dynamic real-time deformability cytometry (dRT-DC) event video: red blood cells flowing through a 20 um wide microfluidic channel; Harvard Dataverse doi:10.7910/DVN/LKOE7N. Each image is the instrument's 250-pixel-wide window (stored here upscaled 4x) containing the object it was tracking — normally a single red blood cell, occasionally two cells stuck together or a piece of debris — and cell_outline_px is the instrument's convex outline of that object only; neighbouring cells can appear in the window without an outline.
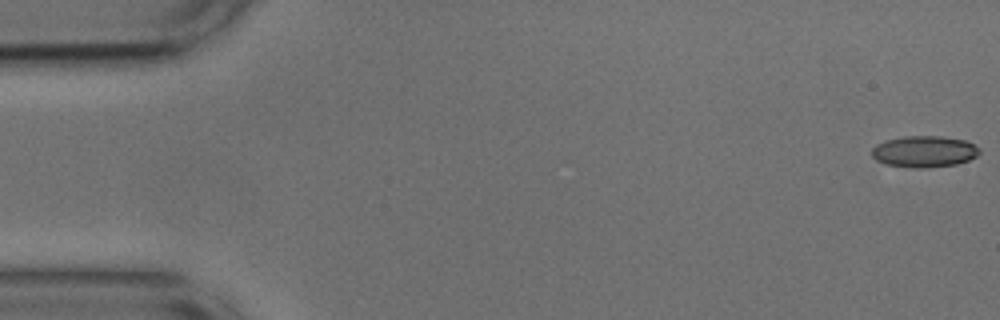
{"species": "common noctule bat (a hibernating species)", "species_latin": "Nyctalus noctula", "temperature_condition": "cold", "stored_images_in_passage": 53, "camera_frame_rate_fps": 3000, "um_per_image_px": 0.085, "animal": {"sex": "male", "body_mass_g": 17.9, "forearm_length_mm": 54.2}, "frame": {"image": 1, "passage_image": 1, "time_ms": 0.0, "image_size_px": [1000, 320], "cell_outline_px": [[980, 152], [976, 156], [968, 160], [956, 164], [924, 168], [912, 168], [888, 164], [876, 160], [872, 156], [872, 148], [876, 144], [884, 140], [904, 136], [940, 136], [964, 140], [980, 148]], "centroid_in_image_um": [78.54, 12.87], "position_along_channel_um": 6.5, "area_um2": 19.65}}
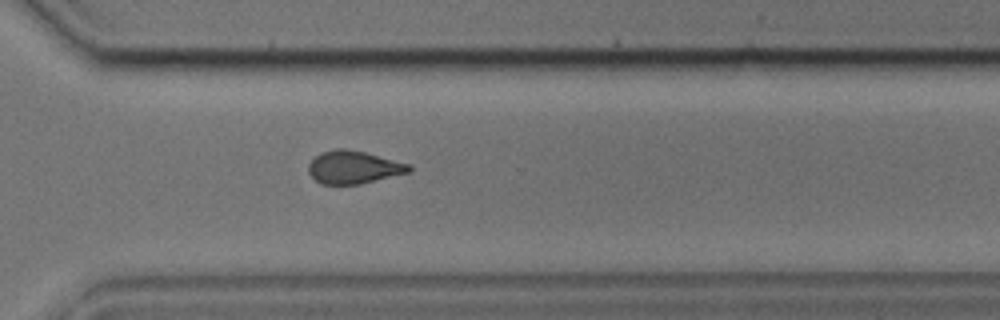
{"frame": {"image": 2, "passage_image": 38, "time_ms": 12.333, "image_size_px": [1000, 320], "cell_outline_px": [[412, 172], [360, 184], [320, 184], [308, 172], [308, 164], [320, 152], [336, 148], [344, 148], [364, 152], [412, 164]], "centroid_in_image_um": [30.09, 14.21], "position_along_channel_um": 340.5, "area_um2": 19.42}}
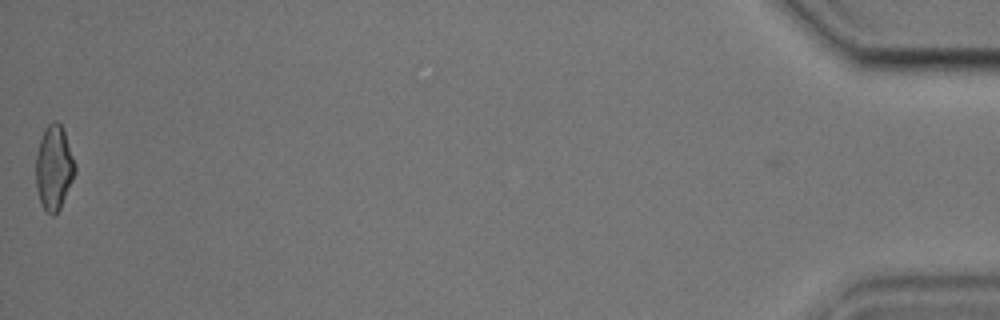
{"frame": {"image": 3, "passage_image": 53, "time_ms": 17.333, "image_size_px": [1000, 320], "cell_outline_px": [[76, 172], [60, 208], [52, 216], [40, 204], [36, 188], [36, 152], [44, 128], [52, 120], [56, 120], [60, 124], [64, 132], [76, 164]], "centroid_in_image_um": [4.58, 14.24], "position_along_channel_um": 430.6, "area_um2": 19.31}, "authors_computed_cell_mechanics": {"area_um2": 19.7676, "velocity_mm_per_s": 3.7664, "shape_relaxation_time_tau1_ms": 4.7432, "shape_relaxation_time_tau2_ms": 2.325, "deformation_change_tau1": 0.1142, "deformation_change_tau2": 0.0853}}